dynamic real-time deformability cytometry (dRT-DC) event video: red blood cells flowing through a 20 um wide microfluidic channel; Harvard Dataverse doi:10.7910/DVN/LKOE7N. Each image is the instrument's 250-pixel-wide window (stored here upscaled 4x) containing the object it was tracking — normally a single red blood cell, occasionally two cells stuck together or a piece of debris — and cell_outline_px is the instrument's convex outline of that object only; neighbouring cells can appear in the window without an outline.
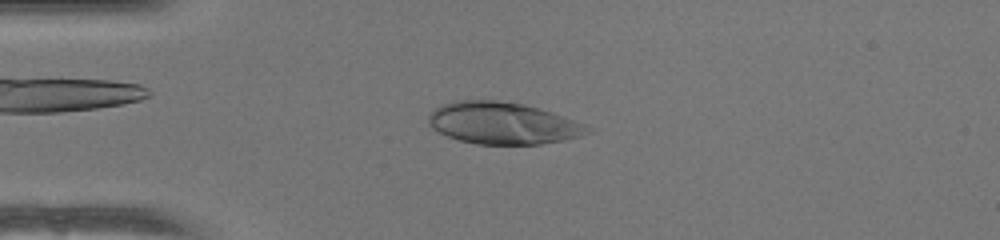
{"species": "human", "species_latin": "Homo sapiens", "temperature_condition": "warm", "stored_images_in_passage": 51, "camera_frame_rate_fps": 3000, "um_per_image_px": 0.085, "donor": {"sex": "female"}, "frame": {"image": 1, "passage_image": 13, "time_ms": 4.0, "image_size_px": [1000, 240], "cell_outline_px": [[592, 132], [580, 136], [564, 140], [540, 144], [476, 144], [460, 140], [448, 136], [432, 128], [428, 124], [428, 116], [436, 108], [452, 100], [496, 100], [524, 104], [552, 112], [584, 124], [592, 128]], "centroid_in_image_um": [42.74, 10.47], "position_along_channel_um": 42.3, "area_um2": 38.73}}
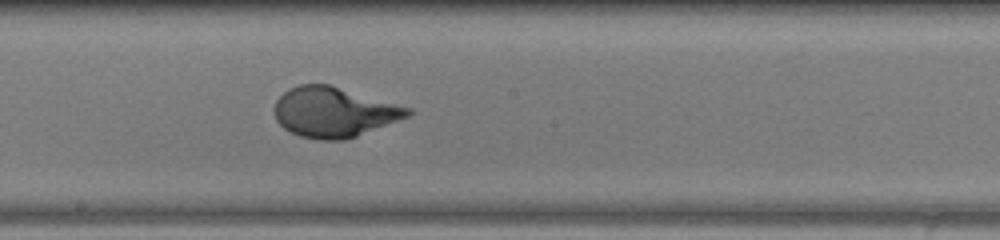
{"frame": {"image": 2, "passage_image": 28, "time_ms": 9.0, "image_size_px": [1000, 240], "cell_outline_px": [[412, 112], [408, 116], [356, 136], [344, 140], [320, 140], [300, 136], [284, 128], [276, 120], [272, 108], [276, 100], [288, 88], [300, 84], [328, 84], [412, 108]], "centroid_in_image_um": [28.34, 9.52], "position_along_channel_um": 219.9, "area_um2": 38.67}}
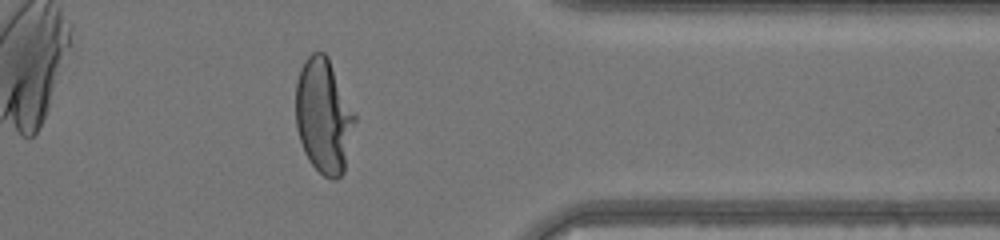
{"frame": {"image": 3, "passage_image": 41, "time_ms": 13.333, "image_size_px": [1000, 240], "cell_outline_px": [[356, 120], [344, 172], [336, 180], [332, 180], [324, 176], [308, 160], [304, 152], [296, 128], [296, 80], [300, 68], [304, 60], [312, 52], [324, 52], [328, 56], [356, 116]], "centroid_in_image_um": [27.51, 9.86], "position_along_channel_um": 383.9, "area_um2": 39.65}}